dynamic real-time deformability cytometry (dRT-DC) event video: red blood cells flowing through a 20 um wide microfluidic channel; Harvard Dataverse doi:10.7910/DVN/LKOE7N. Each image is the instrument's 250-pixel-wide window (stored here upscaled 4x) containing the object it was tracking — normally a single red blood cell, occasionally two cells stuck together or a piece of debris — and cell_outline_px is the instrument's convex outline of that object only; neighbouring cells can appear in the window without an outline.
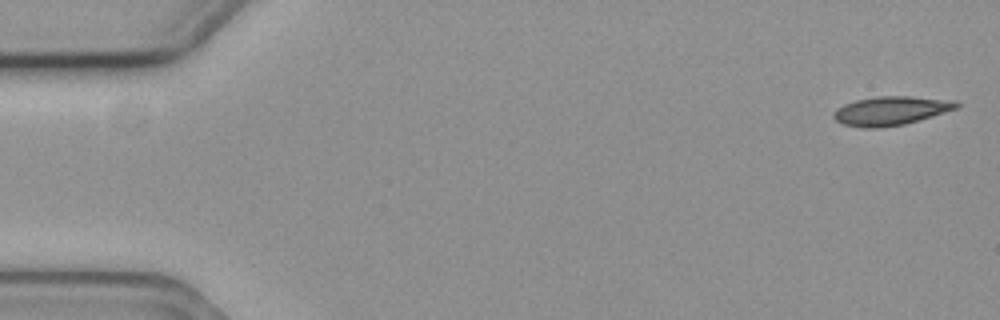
{"species": "common noctule bat (a hibernating species)", "species_latin": "Nyctalus noctula", "temperature_condition": "cold", "stored_images_in_passage": 4, "camera_frame_rate_fps": 3000, "um_per_image_px": 0.085, "animal": {"sex": "female", "body_mass_g": 19.3, "forearm_length_mm": 54.1}, "frame": {"image": 1, "passage_image": 1, "time_ms": 0.0, "image_size_px": [1000, 320], "cell_outline_px": [[960, 104], [956, 108], [904, 124], [880, 128], [864, 128], [844, 124], [836, 120], [832, 116], [836, 108], [844, 104], [856, 100], [876, 96], [912, 96], [956, 100]], "centroid_in_image_um": [75.69, 9.4], "position_along_channel_um": 9.3, "area_um2": 20.52}}
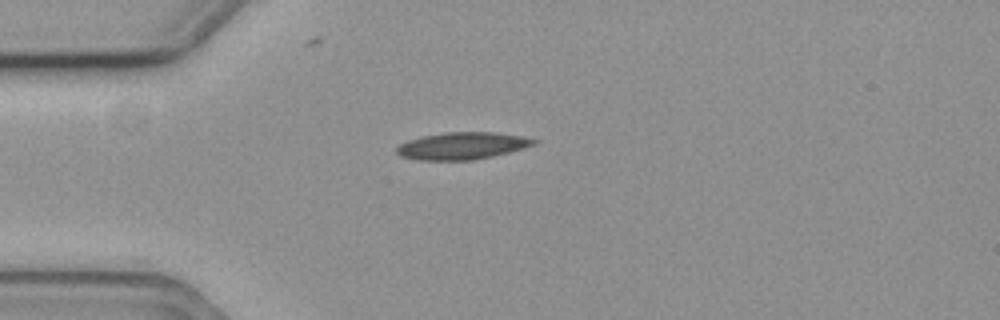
{"frame": {"image": 2, "passage_image": 4, "time_ms": 1.0, "image_size_px": [1000, 320], "cell_outline_px": [[540, 140], [536, 144], [524, 148], [492, 156], [472, 160], [420, 160], [400, 156], [396, 152], [396, 148], [400, 144], [408, 140], [420, 136], [444, 132], [496, 132], [520, 136]], "centroid_in_image_um": [39.28, 12.39], "position_along_channel_um": 45.7, "area_um2": 21.73}}